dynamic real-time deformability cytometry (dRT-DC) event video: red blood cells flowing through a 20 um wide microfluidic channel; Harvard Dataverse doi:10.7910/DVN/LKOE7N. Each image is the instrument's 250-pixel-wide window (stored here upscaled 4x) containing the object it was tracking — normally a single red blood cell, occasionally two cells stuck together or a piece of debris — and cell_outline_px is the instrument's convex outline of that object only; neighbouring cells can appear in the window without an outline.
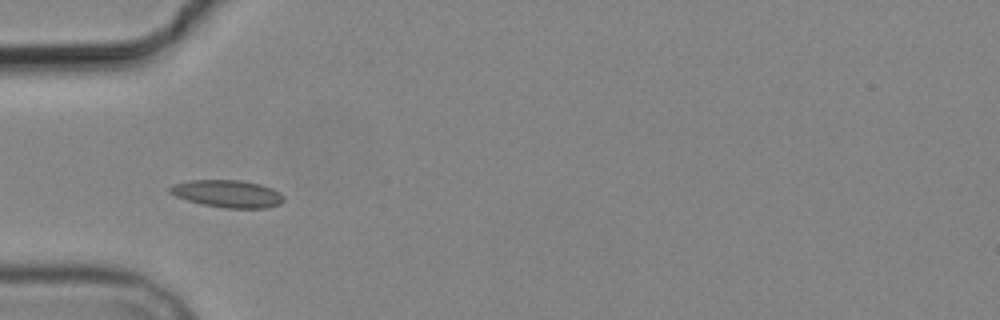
{"species": "common noctule bat (a hibernating species)", "species_latin": "Nyctalus noctula", "temperature_condition": "cold", "stored_images_in_passage": 8, "camera_frame_rate_fps": 3000, "um_per_image_px": 0.085, "animal": {"sex": "male", "body_mass_g": 19.2, "forearm_length_mm": 51.8}, "frame": {"image": 1, "passage_image": 5, "time_ms": 4.667, "image_size_px": [1000, 320], "cell_outline_px": [[284, 200], [280, 204], [264, 208], [224, 208], [204, 204], [188, 200], [176, 196], [168, 192], [168, 188], [172, 184], [188, 180], [240, 180], [260, 184], [272, 188], [280, 192], [284, 196]], "centroid_in_image_um": [19.34, 16.46], "position_along_channel_um": 65.7, "area_um2": 18.21}}
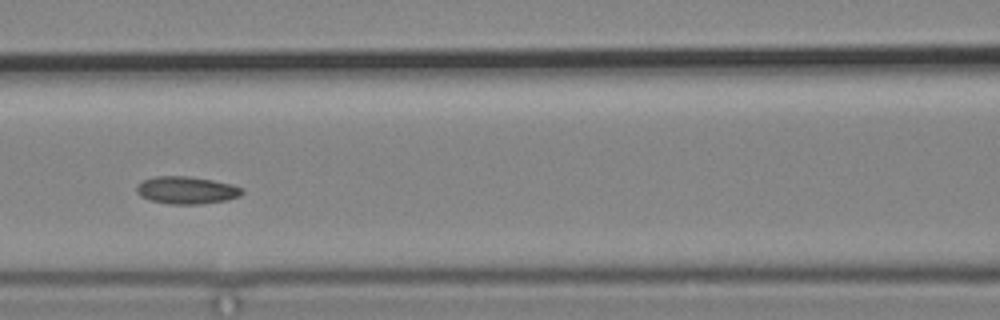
{"frame": {"image": 2, "passage_image": 7, "time_ms": 7.0, "image_size_px": [1000, 320], "cell_outline_px": [[244, 192], [240, 196], [224, 200], [196, 204], [172, 204], [152, 200], [140, 196], [136, 192], [136, 188], [144, 180], [156, 176], [188, 176], [212, 180], [232, 184], [244, 188]], "centroid_in_image_um": [15.88, 16.16], "position_along_channel_um": 150.7, "area_um2": 16.65}}
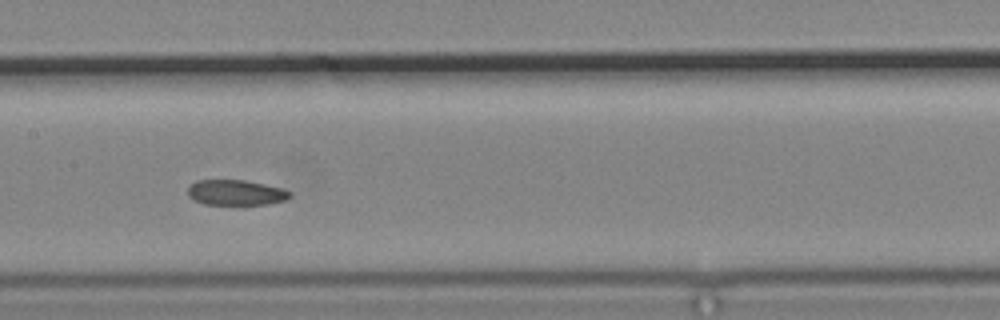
{"frame": {"image": 3, "passage_image": 8, "time_ms": 8.0, "image_size_px": [1000, 320], "cell_outline_px": [[292, 196], [288, 200], [268, 204], [204, 204], [192, 200], [188, 196], [188, 188], [196, 180], [244, 180], [284, 188], [292, 192]], "centroid_in_image_um": [20.09, 16.37], "position_along_channel_um": 187.3, "area_um2": 15.26}}